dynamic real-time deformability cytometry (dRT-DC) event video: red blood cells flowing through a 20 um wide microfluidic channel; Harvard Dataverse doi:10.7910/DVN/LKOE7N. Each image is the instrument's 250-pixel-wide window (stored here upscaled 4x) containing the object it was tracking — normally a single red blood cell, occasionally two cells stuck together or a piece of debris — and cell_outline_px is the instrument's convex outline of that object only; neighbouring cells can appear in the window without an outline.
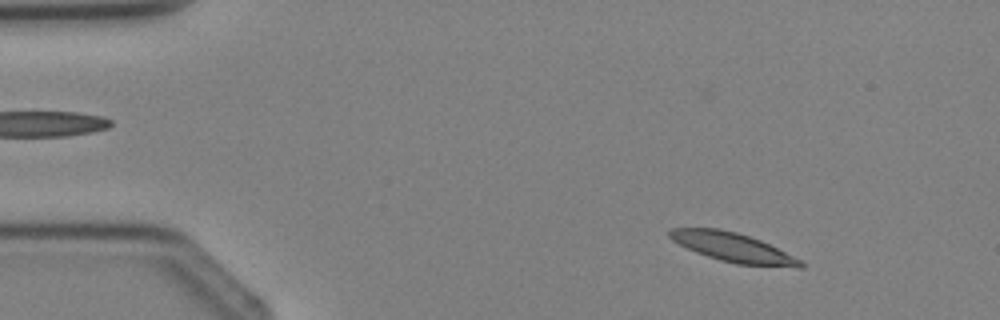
{"species": "Egyptian fruit bat (a non-hibernating species)", "species_latin": "Rousettus aegyptiacus", "temperature_condition": "cold", "stored_images_in_passage": 3, "camera_frame_rate_fps": 3000, "um_per_image_px": 0.085, "animal": {"sex": "female"}, "frame": {"image": 1, "passage_image": 3, "time_ms": 3.333, "image_size_px": [1000, 320], "cell_outline_px": [[804, 268], [796, 268], [736, 264], [720, 260], [696, 252], [672, 240], [668, 236], [668, 228], [720, 228], [736, 232], [760, 240], [800, 260], [804, 264]], "centroid_in_image_um": [62.28, 21.03], "position_along_channel_um": 22.7, "area_um2": 22.02}}